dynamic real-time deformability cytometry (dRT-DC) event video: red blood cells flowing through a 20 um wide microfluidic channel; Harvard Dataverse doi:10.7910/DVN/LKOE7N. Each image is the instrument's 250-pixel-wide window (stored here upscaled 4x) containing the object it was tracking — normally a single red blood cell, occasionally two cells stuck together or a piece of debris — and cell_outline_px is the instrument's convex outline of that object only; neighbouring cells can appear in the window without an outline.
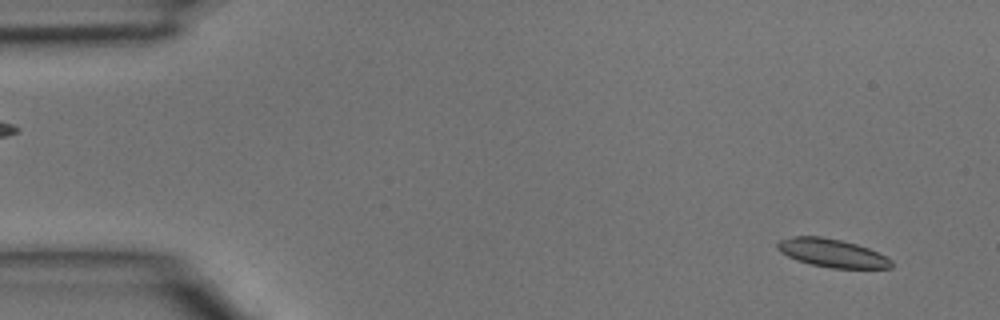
{"species": "common noctule bat (a hibernating species)", "species_latin": "Nyctalus noctula", "temperature_condition": "room temperature", "stored_images_in_passage": 4, "segment_of_instrument_passage": [2, 2], "camera_frame_rate_fps": 3000, "um_per_image_px": 0.085, "animal": {"sex": "male", "body_mass_g": 15.6}, "frame": {"image": 1, "passage_image": 4, "time_ms": 1.0, "image_size_px": [1000, 320], "cell_outline_px": [[892, 268], [832, 268], [812, 264], [796, 260], [780, 252], [776, 248], [776, 244], [780, 240], [792, 236], [824, 236], [856, 244], [868, 248], [892, 260]], "centroid_in_image_um": [70.69, 21.5], "position_along_channel_um": 14.3, "area_um2": 18.67}}